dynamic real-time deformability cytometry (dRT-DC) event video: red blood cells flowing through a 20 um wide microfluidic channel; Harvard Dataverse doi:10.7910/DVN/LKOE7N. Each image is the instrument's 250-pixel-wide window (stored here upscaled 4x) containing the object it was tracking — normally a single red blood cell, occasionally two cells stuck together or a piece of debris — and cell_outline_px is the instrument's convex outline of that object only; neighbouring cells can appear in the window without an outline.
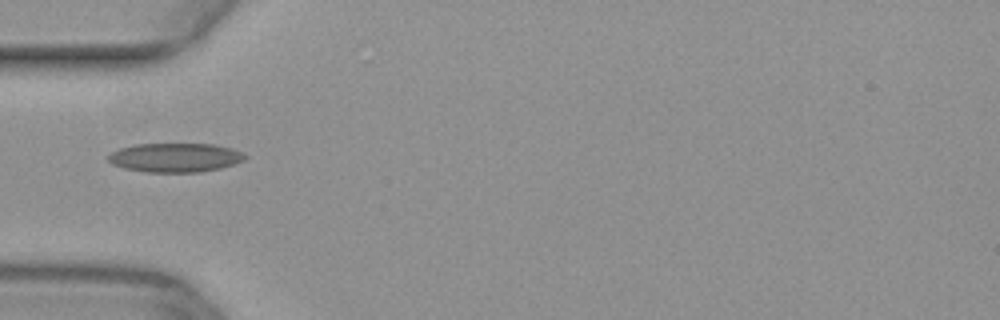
{"species": "common noctule bat (a hibernating species)", "species_latin": "Nyctalus noctula", "temperature_condition": "warm", "stored_images_in_passage": 35, "camera_frame_rate_fps": 3000, "um_per_image_px": 0.085, "animal": {"sex": "female", "body_mass_g": 29.2, "forearm_length_mm": 56.3}, "frame": {"image": 1, "passage_image": 1, "time_ms": 0.0, "image_size_px": [1000, 320], "cell_outline_px": [[248, 156], [244, 160], [220, 168], [200, 172], [148, 172], [124, 168], [112, 164], [108, 160], [108, 156], [112, 152], [120, 148], [136, 144], [212, 144], [232, 148]], "centroid_in_image_um": [14.88, 13.39], "position_along_channel_um": 70.1, "area_um2": 23.0}}
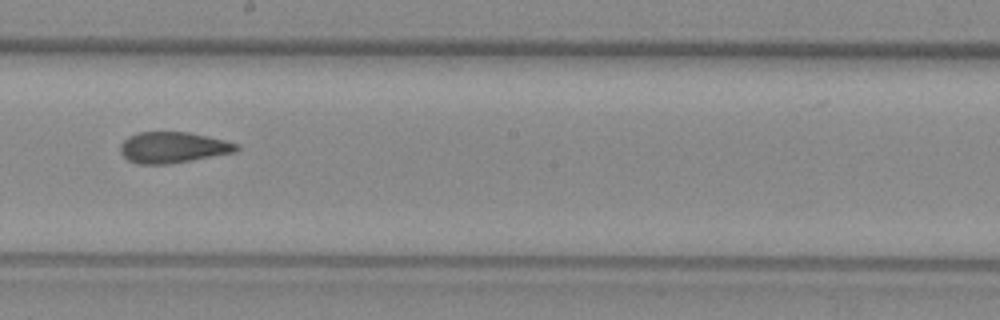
{"frame": {"image": 2, "passage_image": 13, "time_ms": 4.0, "image_size_px": [1000, 320], "cell_outline_px": [[240, 148], [236, 152], [164, 164], [136, 164], [128, 160], [120, 152], [120, 144], [128, 136], [136, 132], [188, 132], [224, 140], [236, 144]], "centroid_in_image_um": [14.64, 12.52], "position_along_channel_um": 233.6, "area_um2": 20.75}}
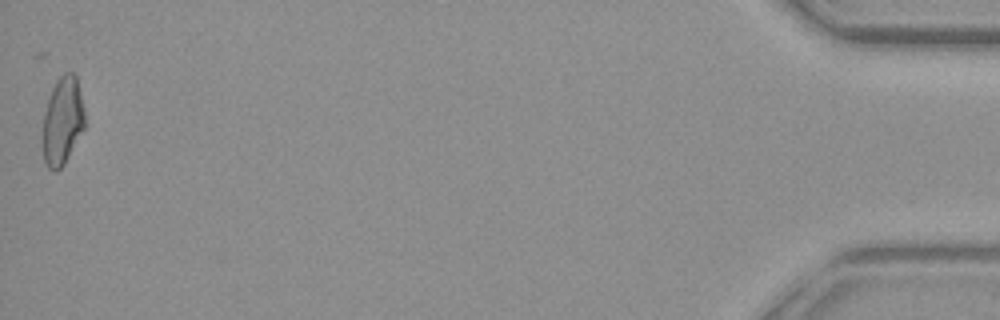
{"frame": {"image": 3, "passage_image": 35, "time_ms": 11.333, "image_size_px": [1000, 320], "cell_outline_px": [[84, 128], [64, 164], [56, 172], [52, 172], [48, 168], [44, 160], [40, 140], [44, 112], [52, 88], [56, 80], [64, 72], [72, 72], [76, 76], [84, 108]], "centroid_in_image_um": [5.27, 10.31], "position_along_channel_um": 429.9, "area_um2": 21.91}}